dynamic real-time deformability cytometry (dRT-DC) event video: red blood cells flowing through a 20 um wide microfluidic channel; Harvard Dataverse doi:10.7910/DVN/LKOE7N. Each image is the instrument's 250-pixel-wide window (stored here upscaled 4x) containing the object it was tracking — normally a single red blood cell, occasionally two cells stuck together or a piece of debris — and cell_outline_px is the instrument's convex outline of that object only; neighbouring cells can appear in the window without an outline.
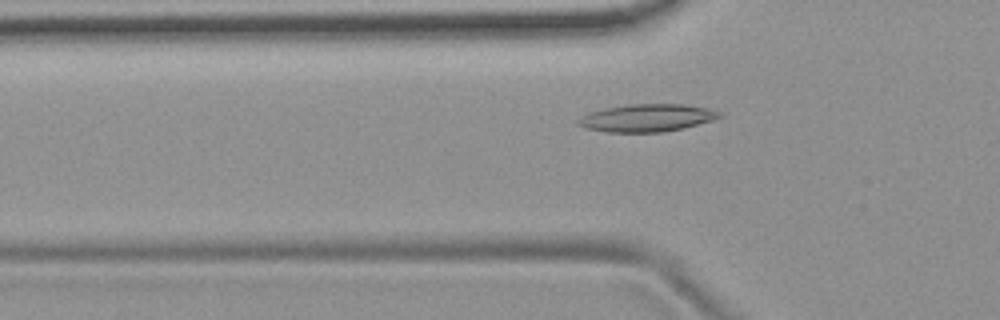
{"species": "common noctule bat (a hibernating species)", "species_latin": "Nyctalus noctula", "temperature_condition": "room temperature", "stored_images_in_passage": 53, "camera_frame_rate_fps": 3000, "um_per_image_px": 0.085, "animal": {"sex": "female", "body_mass_g": 19.9}, "frame": {"image": 1, "passage_image": 17, "time_ms": 5.333, "image_size_px": [1000, 320], "cell_outline_px": [[724, 116], [712, 120], [684, 128], [664, 132], [608, 132], [584, 128], [576, 124], [576, 120], [592, 112], [608, 108], [628, 104], [684, 104], [708, 108], [724, 112]], "centroid_in_image_um": [55.05, 10.02], "position_along_channel_um": 70.7, "area_um2": 22.72}}
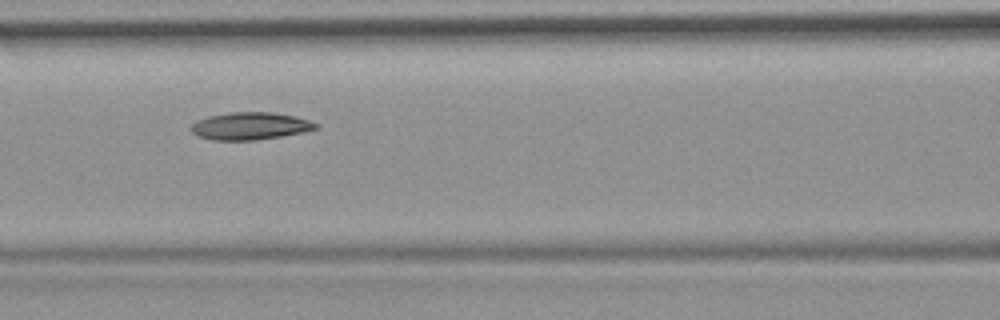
{"frame": {"image": 2, "passage_image": 23, "time_ms": 7.333, "image_size_px": [1000, 320], "cell_outline_px": [[320, 128], [304, 132], [256, 140], [216, 140], [200, 136], [192, 132], [188, 128], [196, 120], [208, 116], [228, 112], [272, 112], [296, 116], [320, 124]], "centroid_in_image_um": [21.28, 10.7], "position_along_channel_um": 145.3, "area_um2": 20.06}}
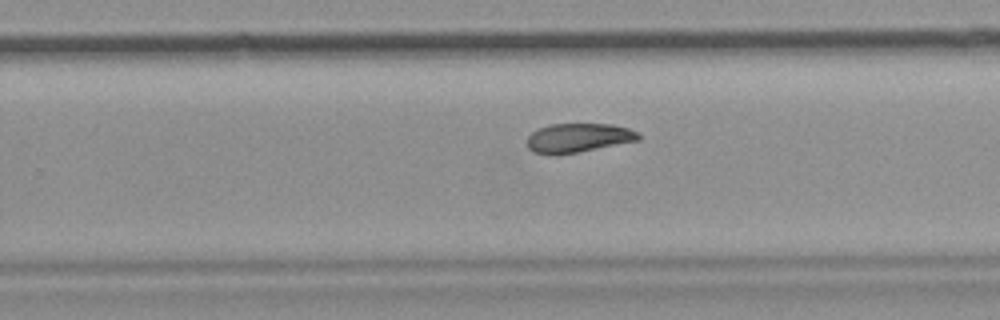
{"frame": {"image": 3, "passage_image": 34, "time_ms": 11.0, "image_size_px": [1000, 320], "cell_outline_px": [[640, 140], [556, 156], [548, 156], [532, 152], [528, 148], [528, 136], [532, 132], [548, 124], [612, 124], [628, 128], [640, 132]], "centroid_in_image_um": [49.13, 11.73], "position_along_channel_um": 280.7, "area_um2": 19.13}, "authors_computed_cell_mechanics": {"area_um2": 19.9988, "velocity_mm_per_s": 3.7039, "shape_relaxation_time_tau1_ms": null, "shape_relaxation_time_tau2_ms": 5.517, "deformation_change_tau1": null, "deformation_change_tau2": 0.1108}}